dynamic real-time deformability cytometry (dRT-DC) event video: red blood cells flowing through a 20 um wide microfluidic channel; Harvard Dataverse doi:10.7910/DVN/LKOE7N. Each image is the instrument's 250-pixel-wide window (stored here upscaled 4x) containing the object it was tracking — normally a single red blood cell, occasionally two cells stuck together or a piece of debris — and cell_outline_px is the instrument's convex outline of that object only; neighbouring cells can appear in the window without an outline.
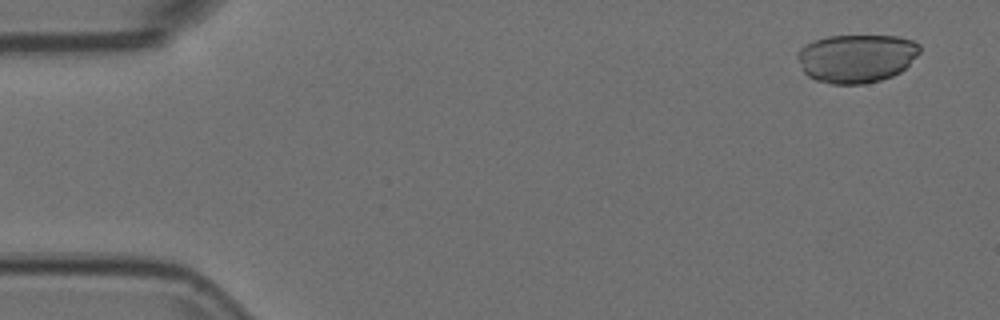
{"species": "Egyptian fruit bat (a non-hibernating species)", "species_latin": "Rousettus aegyptiacus", "temperature_condition": "room temperature", "stored_images_in_passage": 7, "camera_frame_rate_fps": 3000, "um_per_image_px": 0.085, "animal": {"sex": "female"}, "frame": {"image": 1, "passage_image": 1, "time_ms": 0.0, "image_size_px": [1000, 320], "cell_outline_px": [[920, 52], [900, 72], [892, 76], [880, 80], [864, 84], [832, 84], [816, 80], [808, 76], [804, 72], [796, 56], [800, 48], [816, 40], [828, 36], [896, 36], [912, 40], [920, 44]], "centroid_in_image_um": [72.8, 4.96], "position_along_channel_um": 12.2, "area_um2": 34.33}}